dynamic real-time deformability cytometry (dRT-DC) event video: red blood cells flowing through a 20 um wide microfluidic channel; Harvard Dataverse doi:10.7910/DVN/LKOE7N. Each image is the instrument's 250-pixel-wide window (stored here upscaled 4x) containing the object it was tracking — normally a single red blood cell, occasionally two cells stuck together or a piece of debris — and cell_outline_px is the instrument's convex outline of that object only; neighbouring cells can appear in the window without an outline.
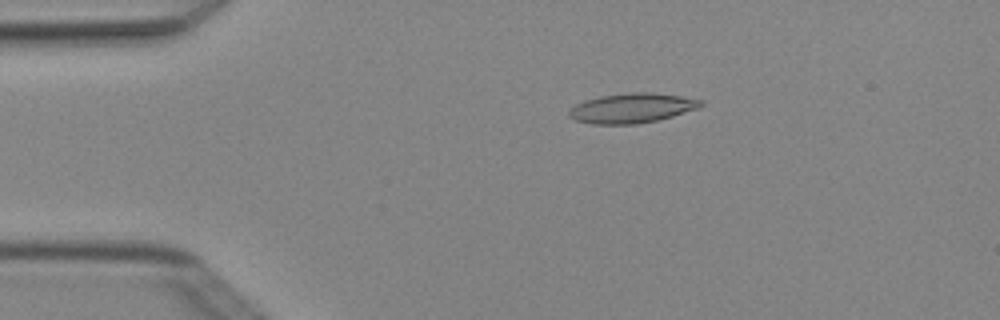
{"species": "Egyptian fruit bat (a non-hibernating species)", "species_latin": "Rousettus aegyptiacus", "temperature_condition": "cold", "stored_images_in_passage": 4, "camera_frame_rate_fps": 3000, "um_per_image_px": 0.085, "animal": {"sex": "female"}, "frame": {"image": 1, "passage_image": 3, "time_ms": 0.667, "image_size_px": [1000, 320], "cell_outline_px": [[704, 104], [700, 108], [672, 116], [656, 120], [636, 124], [592, 124], [576, 120], [568, 116], [568, 112], [576, 104], [584, 100], [600, 96], [628, 92], [652, 92], [680, 96], [704, 100]], "centroid_in_image_um": [53.73, 9.18], "position_along_channel_um": 31.3, "area_um2": 22.89}}